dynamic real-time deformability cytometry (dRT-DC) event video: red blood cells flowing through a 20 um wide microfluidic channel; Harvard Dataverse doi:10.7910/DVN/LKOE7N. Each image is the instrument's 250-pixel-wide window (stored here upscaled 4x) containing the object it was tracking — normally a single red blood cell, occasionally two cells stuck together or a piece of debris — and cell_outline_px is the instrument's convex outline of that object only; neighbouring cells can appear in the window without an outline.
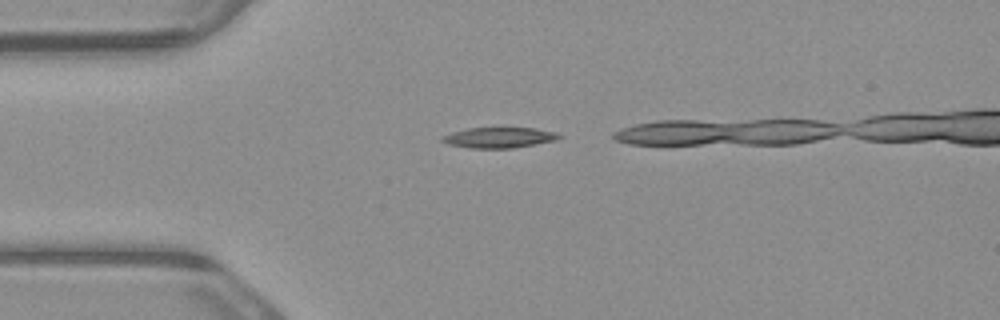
{"species": "common noctule bat (a hibernating species)", "species_latin": "Nyctalus noctula", "temperature_condition": "warm", "stored_images_in_passage": 4, "camera_frame_rate_fps": 3000, "um_per_image_px": 0.085, "animal": {"sex": "male", "body_mass_g": 23.1, "forearm_length_mm": 52.7}, "frame": {"image": 1, "passage_image": 1, "time_ms": 0.0, "image_size_px": [1000, 320], "cell_outline_px": [[564, 136], [556, 140], [512, 148], [472, 148], [448, 144], [440, 140], [444, 136], [452, 132], [468, 128], [536, 128], [556, 132]], "centroid_in_image_um": [42.46, 11.69], "position_along_channel_um": 42.5, "area_um2": 13.87}}